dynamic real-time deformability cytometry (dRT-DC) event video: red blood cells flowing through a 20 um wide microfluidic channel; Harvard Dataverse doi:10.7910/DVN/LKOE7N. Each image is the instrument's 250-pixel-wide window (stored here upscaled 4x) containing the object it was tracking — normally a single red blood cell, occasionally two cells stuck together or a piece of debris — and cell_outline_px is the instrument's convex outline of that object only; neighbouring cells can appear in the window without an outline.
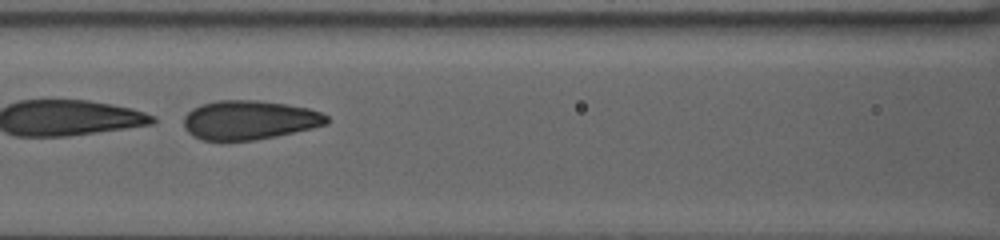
{"species": "human", "species_latin": "Homo sapiens", "temperature_condition": "warm", "stored_images_in_passage": 72, "segment_of_instrument_passage": [2, 2], "camera_frame_rate_fps": 3000, "um_per_image_px": 0.085, "donor": {"sex": "female"}, "frame": {"image": 1, "passage_image": 40, "time_ms": 13.0, "image_size_px": [1000, 240], "cell_outline_px": [[328, 124], [312, 128], [276, 136], [256, 140], [200, 140], [192, 136], [184, 128], [184, 116], [192, 108], [200, 104], [216, 100], [256, 100], [284, 104], [308, 108], [320, 112], [328, 116]], "centroid_in_image_um": [21.16, 10.2], "position_along_channel_um": 145.4, "area_um2": 32.66}}